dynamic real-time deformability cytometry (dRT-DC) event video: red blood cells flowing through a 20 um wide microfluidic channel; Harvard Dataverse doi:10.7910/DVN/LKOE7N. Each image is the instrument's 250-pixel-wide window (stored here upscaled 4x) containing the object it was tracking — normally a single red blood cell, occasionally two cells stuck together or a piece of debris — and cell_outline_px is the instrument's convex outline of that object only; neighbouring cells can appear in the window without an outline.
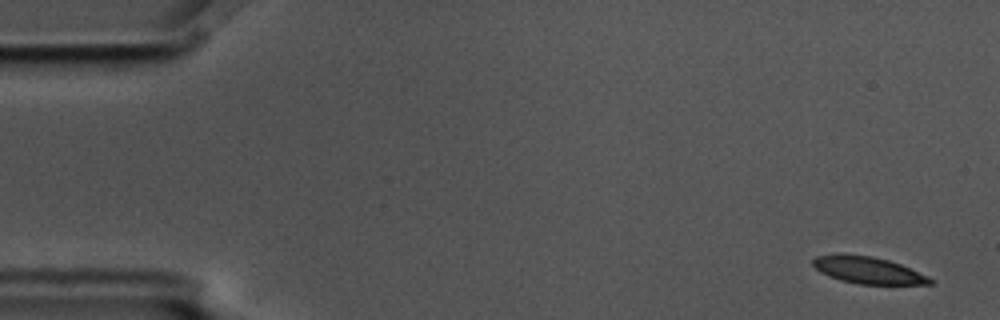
{"species": "common noctule bat (a hibernating species)", "species_latin": "Nyctalus noctula", "temperature_condition": "cold", "stored_images_in_passage": 5, "camera_frame_rate_fps": 3000, "um_per_image_px": 0.085, "animal": {"sex": "male", "body_mass_g": 17.5, "forearm_length_mm": 52.3}, "frame": {"image": 1, "passage_image": 1, "time_ms": 0.0, "image_size_px": [1000, 320], "cell_outline_px": [[936, 280], [932, 284], [856, 284], [840, 280], [820, 272], [812, 264], [812, 260], [816, 256], [840, 252], [844, 252], [872, 256], [888, 260], [900, 264], [928, 276]], "centroid_in_image_um": [73.75, 22.94], "position_along_channel_um": 11.3, "area_um2": 18.67}}
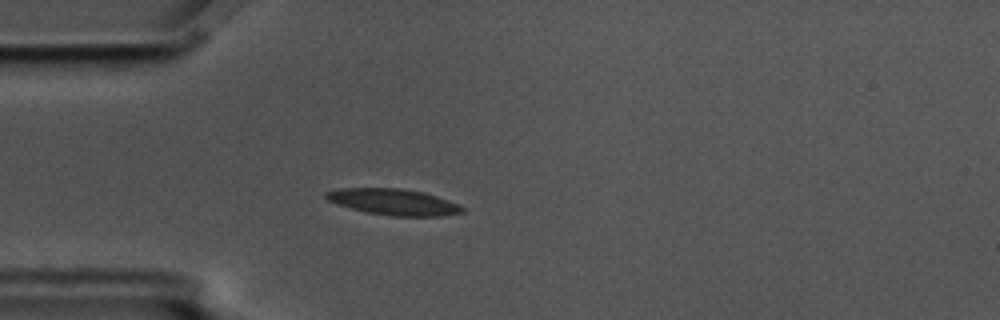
{"frame": {"image": 2, "passage_image": 5, "time_ms": 1.333, "image_size_px": [1000, 320], "cell_outline_px": [[464, 212], [440, 216], [392, 216], [368, 212], [352, 208], [328, 200], [324, 196], [324, 192], [340, 188], [400, 188], [424, 192], [460, 204], [464, 208]], "centroid_in_image_um": [33.48, 17.16], "position_along_channel_um": 51.5, "area_um2": 20.63}}